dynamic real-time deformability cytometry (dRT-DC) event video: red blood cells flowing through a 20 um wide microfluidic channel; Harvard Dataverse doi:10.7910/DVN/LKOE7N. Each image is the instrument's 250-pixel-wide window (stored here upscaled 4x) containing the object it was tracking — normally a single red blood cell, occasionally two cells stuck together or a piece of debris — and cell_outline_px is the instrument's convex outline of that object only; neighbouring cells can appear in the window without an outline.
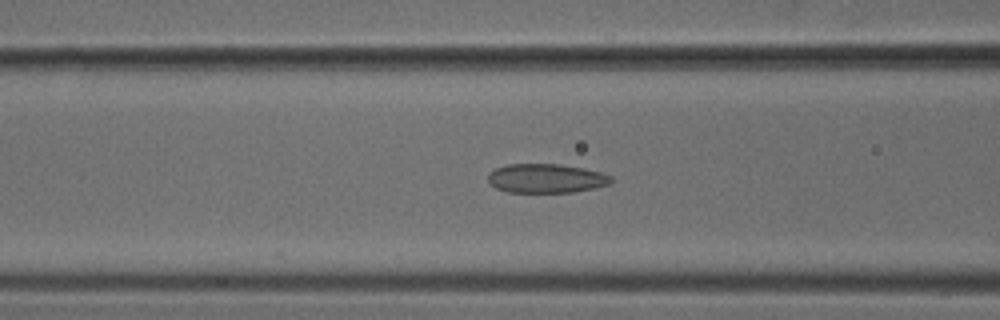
{"species": "common noctule bat (a hibernating species)", "species_latin": "Nyctalus noctula", "temperature_condition": "cold", "stored_images_in_passage": 50, "camera_frame_rate_fps": 3000, "um_per_image_px": 0.085, "animal": {"sex": "male", "body_mass_g": 18.8}, "frame": {"image": 1, "passage_image": 20, "time_ms": 6.333, "image_size_px": [1000, 320], "cell_outline_px": [[612, 184], [572, 192], [508, 192], [496, 188], [488, 180], [488, 172], [496, 168], [508, 164], [560, 164], [584, 168], [600, 172], [612, 176]], "centroid_in_image_um": [46.43, 15.15], "position_along_channel_um": 120.2, "area_um2": 20.87}}
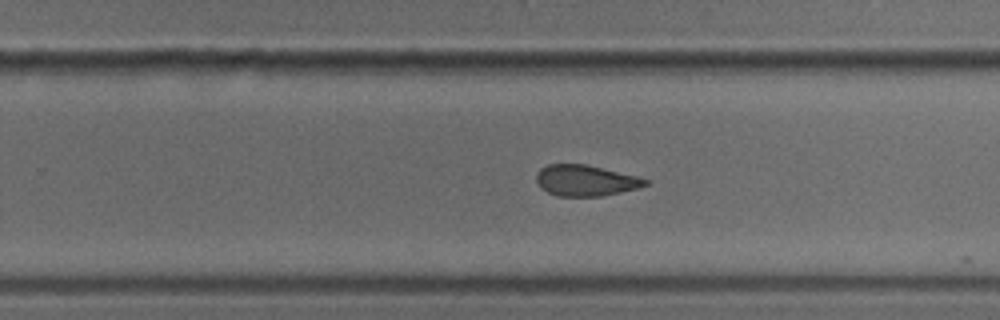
{"frame": {"image": 2, "passage_image": 32, "time_ms": 10.333, "image_size_px": [1000, 320], "cell_outline_px": [[648, 184], [640, 188], [600, 196], [556, 196], [540, 188], [536, 180], [536, 176], [540, 168], [548, 164], [588, 164], [636, 176], [648, 180]], "centroid_in_image_um": [49.76, 15.34], "position_along_channel_um": 280.0, "area_um2": 19.71}}
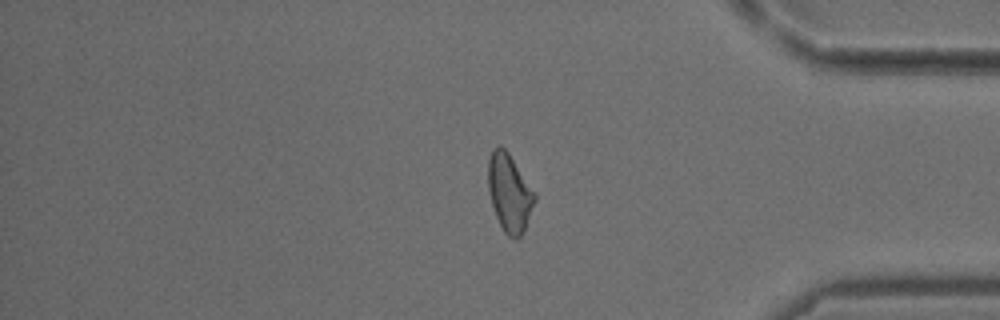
{"frame": {"image": 3, "passage_image": 42, "time_ms": 13.667, "image_size_px": [1000, 320], "cell_outline_px": [[536, 200], [524, 232], [516, 240], [508, 236], [504, 232], [496, 216], [492, 204], [488, 188], [488, 160], [492, 148], [496, 144], [500, 144], [508, 152], [536, 192]], "centroid_in_image_um": [43.31, 16.37], "position_along_channel_um": 391.9, "area_um2": 21.39}}